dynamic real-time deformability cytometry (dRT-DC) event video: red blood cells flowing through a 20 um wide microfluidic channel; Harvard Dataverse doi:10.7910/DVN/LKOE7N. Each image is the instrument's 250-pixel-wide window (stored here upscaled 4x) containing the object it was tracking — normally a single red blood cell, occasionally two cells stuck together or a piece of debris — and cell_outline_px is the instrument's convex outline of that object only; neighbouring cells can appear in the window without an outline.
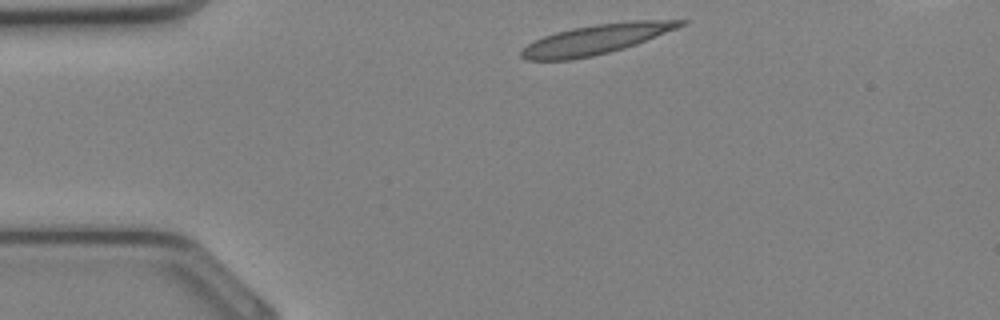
{"species": "Egyptian fruit bat (a non-hibernating species)", "species_latin": "Rousettus aegyptiacus", "temperature_condition": "cold", "stored_images_in_passage": 27, "camera_frame_rate_fps": 3000, "um_per_image_px": 0.085, "animal": {"sex": "female"}, "frame": {"image": 1, "passage_image": 1, "time_ms": 0.0, "image_size_px": [1000, 320], "cell_outline_px": [[688, 20], [684, 24], [676, 28], [636, 44], [624, 48], [592, 56], [572, 60], [528, 60], [520, 56], [520, 52], [528, 44], [544, 36], [556, 32], [572, 28], [596, 24], [636, 20]], "centroid_in_image_um": [50.64, 3.34], "position_along_channel_um": 34.4, "area_um2": 27.17}}
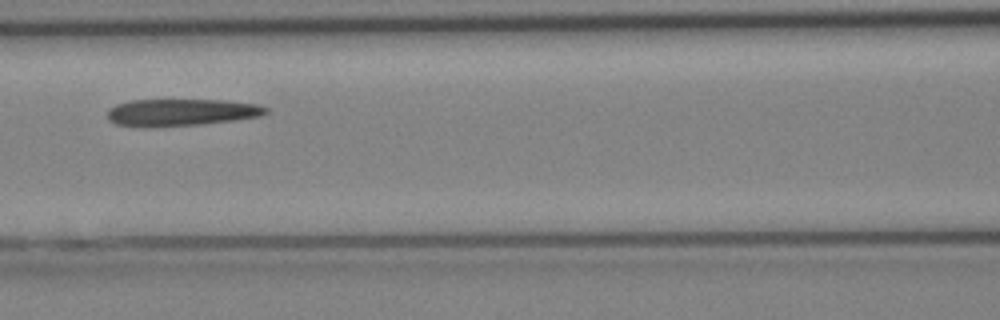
{"frame": {"image": 2, "passage_image": 9, "time_ms": 2.667, "image_size_px": [1000, 320], "cell_outline_px": [[268, 112], [260, 116], [232, 120], [200, 124], [152, 128], [144, 128], [116, 124], [108, 120], [108, 108], [116, 104], [128, 100], [224, 100], [256, 104], [268, 108]], "centroid_in_image_um": [15.32, 9.56], "position_along_channel_um": 151.3, "area_um2": 25.2}}
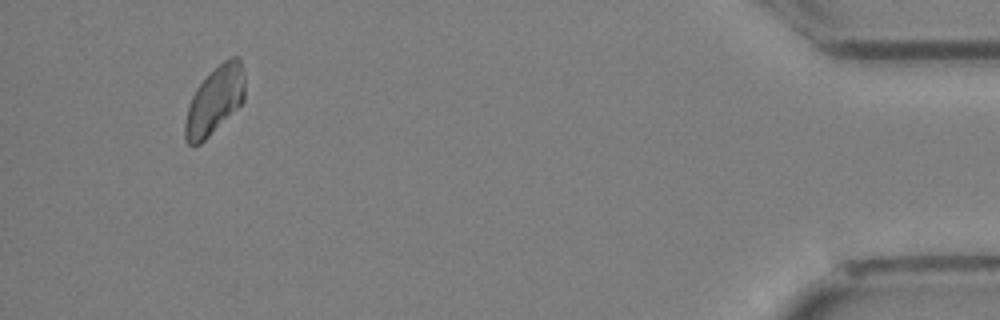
{"frame": {"image": 3, "passage_image": 26, "time_ms": 8.333, "image_size_px": [1000, 320], "cell_outline_px": [[244, 100], [200, 144], [188, 144], [184, 140], [184, 124], [188, 108], [192, 96], [196, 88], [224, 60], [232, 56], [240, 56], [244, 76]], "centroid_in_image_um": [18.24, 8.53], "position_along_channel_um": 417.0, "area_um2": 22.95}}